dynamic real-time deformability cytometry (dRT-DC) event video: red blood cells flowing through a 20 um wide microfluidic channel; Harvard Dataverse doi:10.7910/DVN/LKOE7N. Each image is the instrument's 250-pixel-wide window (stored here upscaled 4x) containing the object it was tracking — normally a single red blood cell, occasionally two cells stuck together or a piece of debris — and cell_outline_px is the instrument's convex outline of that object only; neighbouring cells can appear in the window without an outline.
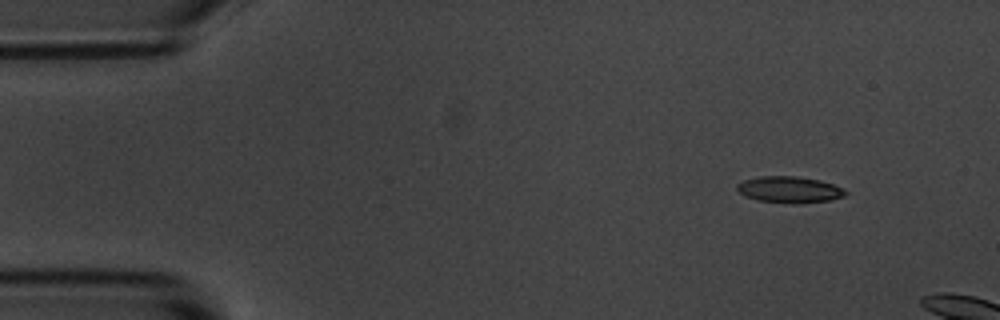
{"species": "common noctule bat (a hibernating species)", "species_latin": "Nyctalus noctula", "temperature_condition": "room temperature", "stored_images_in_passage": 2, "camera_frame_rate_fps": 3000, "um_per_image_px": 0.085, "animal": {"sex": "male", "body_mass_g": 20.1, "forearm_length_mm": 53.5}, "frame": {"image": 1, "passage_image": 1, "time_ms": 0.0, "image_size_px": [1000, 320], "cell_outline_px": [[848, 192], [844, 196], [832, 200], [792, 204], [756, 200], [744, 196], [736, 188], [736, 184], [744, 180], [760, 176], [796, 176], [820, 180], [844, 188]], "centroid_in_image_um": [67.1, 16.12], "position_along_channel_um": 17.9, "area_um2": 16.82}}